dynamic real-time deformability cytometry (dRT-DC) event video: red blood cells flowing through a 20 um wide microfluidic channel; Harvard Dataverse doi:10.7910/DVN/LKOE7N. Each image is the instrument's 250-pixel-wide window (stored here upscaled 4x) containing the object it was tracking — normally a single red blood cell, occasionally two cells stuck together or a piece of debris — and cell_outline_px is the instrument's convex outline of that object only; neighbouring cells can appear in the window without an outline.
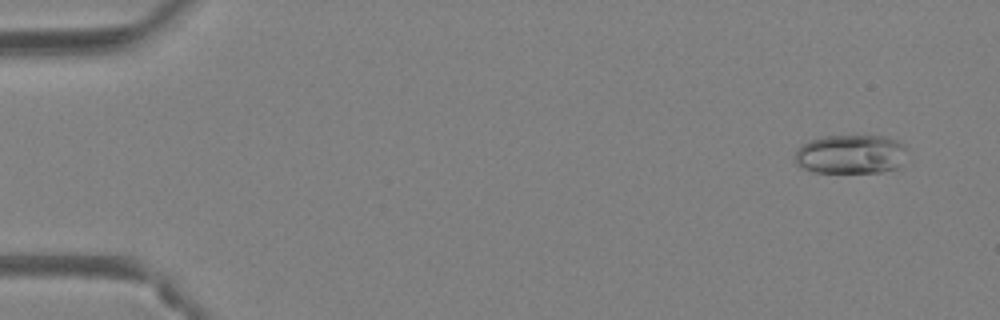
{"species": "Egyptian fruit bat (a non-hibernating species)", "species_latin": "Rousettus aegyptiacus", "temperature_condition": "warm", "stored_images_in_passage": 48, "camera_frame_rate_fps": 3000, "um_per_image_px": 0.085, "animal": {"sex": "female"}, "frame": {"image": 1, "passage_image": 4, "time_ms": 1.0, "image_size_px": [1000, 320], "cell_outline_px": [[908, 148], [900, 168], [880, 172], [812, 172], [800, 168], [796, 164], [792, 156], [796, 148], [812, 140], [824, 136], [884, 136], [896, 140]], "centroid_in_image_um": [72.29, 13.12], "position_along_channel_um": 12.7, "area_um2": 25.95}}
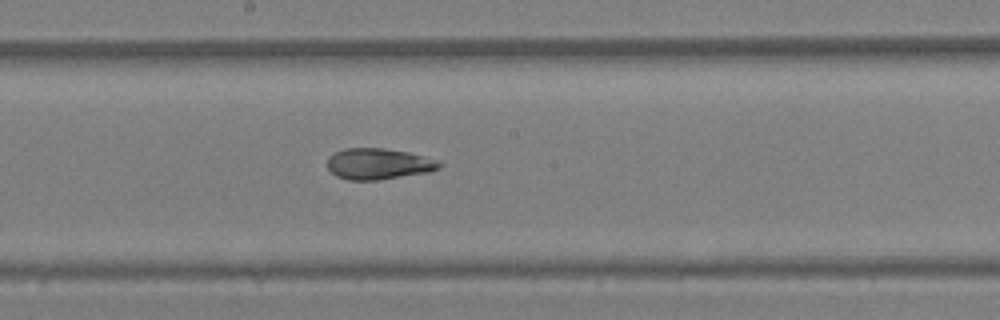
{"frame": {"image": 2, "passage_image": 27, "time_ms": 8.667, "image_size_px": [1000, 320], "cell_outline_px": [[444, 164], [440, 168], [428, 172], [376, 180], [348, 180], [336, 176], [328, 168], [328, 156], [344, 148], [384, 148], [408, 152], [440, 160]], "centroid_in_image_um": [32.2, 13.92], "position_along_channel_um": 216.0, "area_um2": 20.35}}
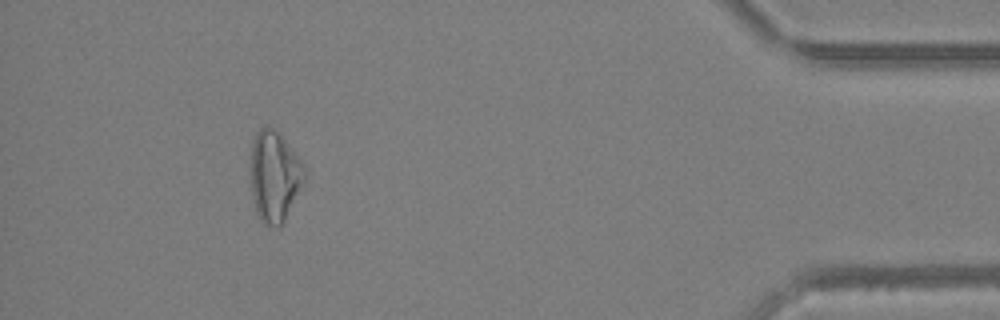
{"frame": {"image": 3, "passage_image": 44, "time_ms": 14.333, "image_size_px": [1000, 320], "cell_outline_px": [[304, 180], [284, 220], [276, 228], [264, 224], [260, 220], [256, 212], [252, 196], [252, 140], [256, 132], [260, 128], [276, 128], [304, 164]], "centroid_in_image_um": [23.32, 14.97], "position_along_channel_um": 411.9, "area_um2": 27.98}, "authors_computed_cell_mechanics": {"area_um2": 23.0622, "velocity_mm_per_s": 4.4596, "shape_relaxation_time_tau1_ms": null, "shape_relaxation_time_tau2_ms": 2.1998, "deformation_change_tau1": null, "deformation_change_tau2": 0.0877}}